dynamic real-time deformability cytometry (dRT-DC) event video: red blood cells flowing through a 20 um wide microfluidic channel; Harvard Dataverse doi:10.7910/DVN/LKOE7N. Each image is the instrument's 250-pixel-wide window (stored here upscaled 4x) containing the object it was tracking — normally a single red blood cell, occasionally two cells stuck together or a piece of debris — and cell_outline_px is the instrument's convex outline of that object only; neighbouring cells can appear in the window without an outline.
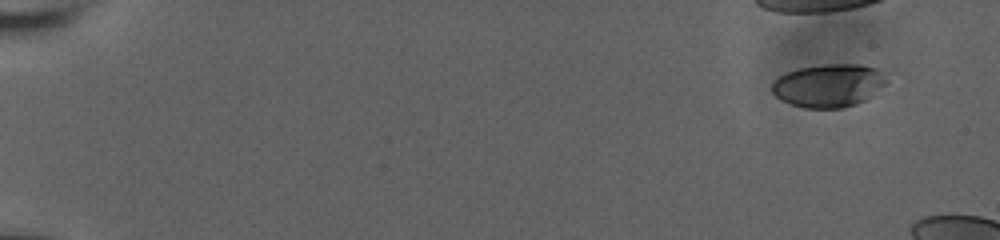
{"species": "human", "species_latin": "Homo sapiens", "temperature_condition": "room temperature", "stored_images_in_passage": 15, "camera_frame_rate_fps": 3000, "um_per_image_px": 0.085, "donor": {"sex": "male"}, "frame": {"image": 1, "passage_image": 1, "time_ms": 0.0, "image_size_px": [1000, 240], "cell_outline_px": [[888, 80], [884, 84], [864, 100], [856, 104], [840, 108], [804, 108], [780, 100], [772, 92], [772, 84], [780, 76], [788, 72], [800, 68], [828, 64], [860, 64], [876, 68]], "centroid_in_image_um": [70.41, 7.27], "position_along_channel_um": 14.6, "area_um2": 28.32}}